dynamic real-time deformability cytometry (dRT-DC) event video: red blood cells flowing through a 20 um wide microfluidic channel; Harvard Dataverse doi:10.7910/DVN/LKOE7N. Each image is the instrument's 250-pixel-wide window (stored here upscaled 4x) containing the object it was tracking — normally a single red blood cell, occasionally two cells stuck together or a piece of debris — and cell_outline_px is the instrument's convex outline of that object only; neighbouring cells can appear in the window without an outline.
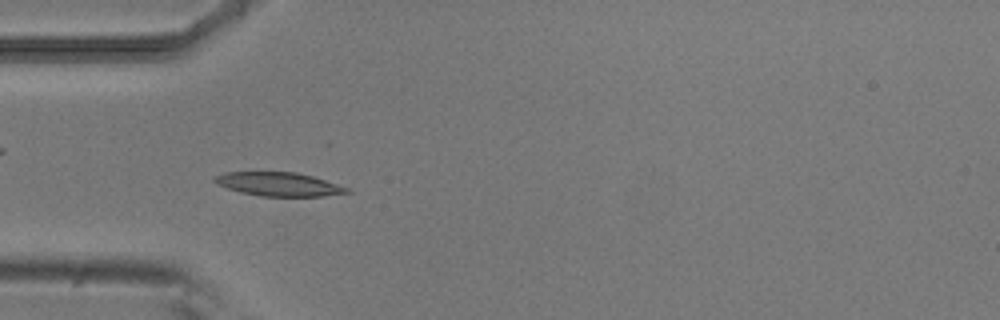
{"species": "common noctule bat (a hibernating species)", "species_latin": "Nyctalus noctula", "temperature_condition": "room temperature", "stored_images_in_passage": 52, "camera_frame_rate_fps": 3000, "um_per_image_px": 0.085, "animal": {"sex": "male", "body_mass_g": 20.5, "forearm_length_mm": 52.5}, "frame": {"image": 1, "passage_image": 15, "time_ms": 4.667, "image_size_px": [1000, 320], "cell_outline_px": [[352, 192], [324, 196], [260, 196], [240, 192], [216, 184], [212, 180], [216, 176], [224, 172], [296, 172], [312, 176], [348, 188]], "centroid_in_image_um": [23.66, 15.66], "position_along_channel_um": 61.3, "area_um2": 18.15}}
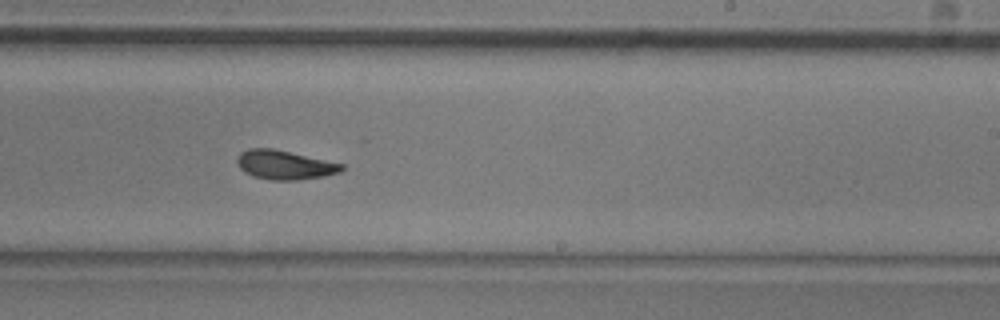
{"frame": {"image": 2, "passage_image": 31, "time_ms": 10.0, "image_size_px": [1000, 320], "cell_outline_px": [[344, 168], [340, 172], [324, 176], [296, 180], [268, 180], [252, 176], [244, 172], [240, 168], [236, 160], [240, 152], [248, 148], [272, 148], [344, 164]], "centroid_in_image_um": [24.16, 14.02], "position_along_channel_um": 264.8, "area_um2": 17.74}}
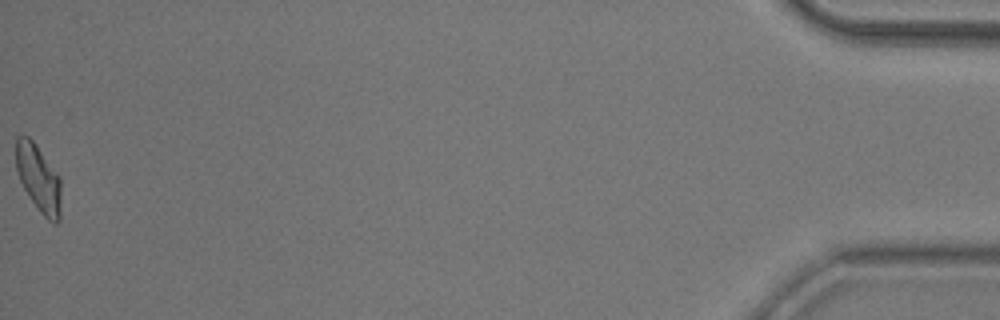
{"frame": {"image": 3, "passage_image": 52, "time_ms": 17.0, "image_size_px": [1000, 320], "cell_outline_px": [[60, 220], [56, 224], [52, 224], [40, 212], [24, 188], [20, 180], [16, 168], [16, 136], [28, 136], [32, 140], [60, 176]], "centroid_in_image_um": [3.29, 15.17], "position_along_channel_um": 431.9, "area_um2": 17.51}, "authors_computed_cell_mechanics": {"area_um2": 17.5712, "velocity_mm_per_s": 3.8382, "shape_relaxation_time_tau1_ms": 4.4845, "shape_relaxation_time_tau2_ms": 2.1173, "deformation_change_tau1": 0.1539, "deformation_change_tau2": 0.0649}}